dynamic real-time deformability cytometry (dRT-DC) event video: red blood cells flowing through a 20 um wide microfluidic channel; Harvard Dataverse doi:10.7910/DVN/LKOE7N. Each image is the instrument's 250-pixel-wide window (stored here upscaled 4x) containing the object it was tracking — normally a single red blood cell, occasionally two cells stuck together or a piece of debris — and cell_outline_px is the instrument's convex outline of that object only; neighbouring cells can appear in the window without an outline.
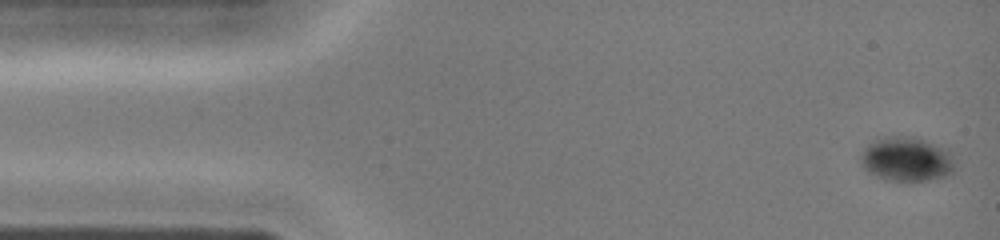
{"species": "common noctule bat (a hibernating species)", "species_latin": "Nyctalus noctula", "temperature_condition": "cold", "stored_images_in_passage": 41, "camera_frame_rate_fps": 3000, "um_per_image_px": 0.085, "animal": {"sex": "female", "body_mass_g": 19.0, "forearm_length_mm": 51.5}, "frame": {"image": 1, "passage_image": 1, "time_ms": 0.0, "image_size_px": [1000, 240], "cell_outline_px": [[956, 168], [952, 172], [944, 176], [928, 180], [888, 180], [876, 176], [868, 172], [860, 164], [860, 156], [864, 148], [868, 144], [876, 140], [888, 136], [912, 136], [948, 148], [952, 152], [956, 160]], "centroid_in_image_um": [77.1, 13.52], "position_along_channel_um": 7.9, "area_um2": 24.62}}
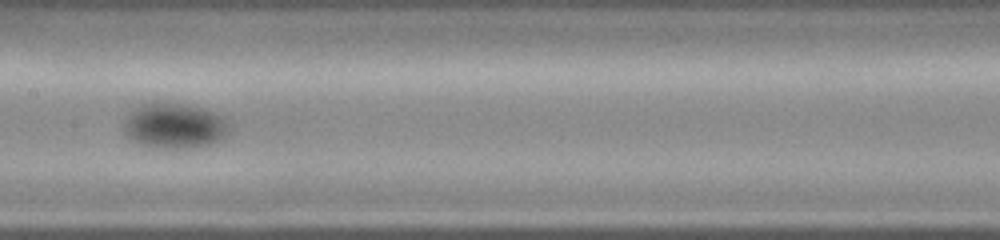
{"frame": {"image": 2, "passage_image": 20, "time_ms": 6.333, "image_size_px": [1000, 240], "cell_outline_px": [[232, 128], [220, 140], [208, 144], [180, 148], [168, 148], [144, 144], [128, 136], [124, 132], [124, 120], [140, 104], [184, 104], [200, 108], [212, 112], [220, 116]], "centroid_in_image_um": [14.85, 10.69], "position_along_channel_um": 192.6, "area_um2": 26.7}}
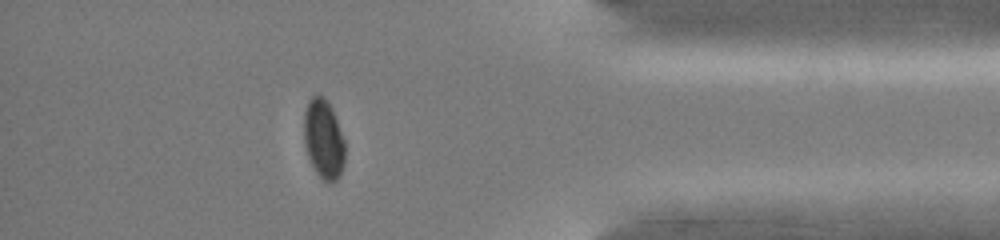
{"frame": {"image": 3, "passage_image": 35, "time_ms": 11.333, "image_size_px": [1000, 240], "cell_outline_px": [[344, 164], [340, 176], [336, 180], [328, 184], [316, 172], [308, 156], [304, 144], [304, 112], [308, 100], [312, 96], [324, 96], [332, 108], [344, 140]], "centroid_in_image_um": [27.5, 11.83], "position_along_channel_um": 407.7, "area_um2": 18.96}}